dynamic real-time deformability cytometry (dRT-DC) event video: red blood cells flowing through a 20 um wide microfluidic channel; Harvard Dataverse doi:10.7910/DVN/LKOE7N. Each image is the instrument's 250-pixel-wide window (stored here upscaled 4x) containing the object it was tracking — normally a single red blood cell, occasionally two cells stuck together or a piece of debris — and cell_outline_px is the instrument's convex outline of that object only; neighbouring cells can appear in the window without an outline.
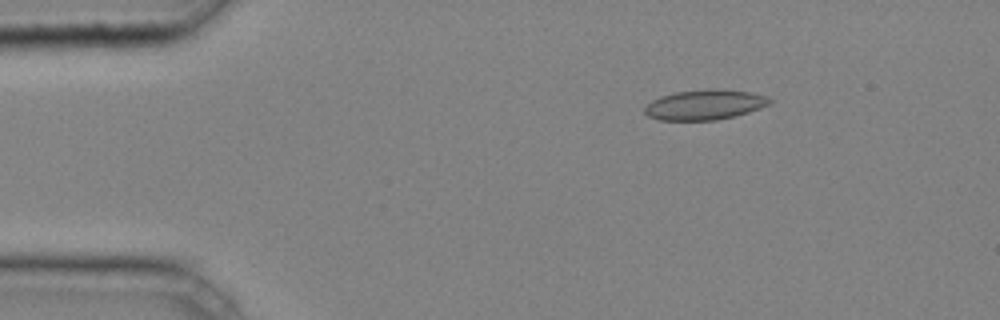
{"species": "common noctule bat (a hibernating species)", "species_latin": "Nyctalus noctula", "temperature_condition": "cold", "stored_images_in_passage": 35, "camera_frame_rate_fps": 3000, "um_per_image_px": 0.085, "animal": {"sex": "male", "body_mass_g": 20.4}, "frame": {"image": 1, "passage_image": 1, "time_ms": 0.0, "image_size_px": [1000, 320], "cell_outline_px": [[772, 100], [768, 104], [760, 108], [736, 116], [716, 120], [660, 120], [648, 116], [644, 112], [644, 108], [652, 100], [660, 96], [676, 92], [708, 88], [712, 88], [752, 92], [768, 96]], "centroid_in_image_um": [59.91, 8.89], "position_along_channel_um": 25.1, "area_um2": 22.02}}
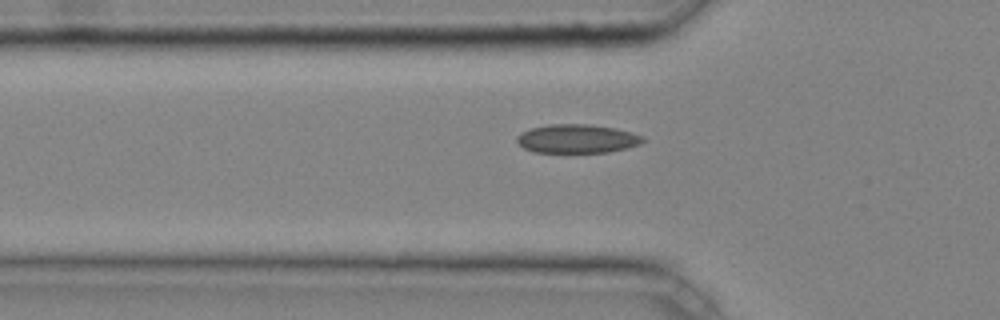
{"frame": {"image": 2, "passage_image": 9, "time_ms": 2.667, "image_size_px": [1000, 320], "cell_outline_px": [[644, 140], [640, 144], [628, 148], [608, 152], [532, 152], [524, 148], [516, 140], [516, 136], [520, 132], [532, 128], [548, 124], [588, 124], [616, 128], [632, 132], [644, 136]], "centroid_in_image_um": [49.06, 11.79], "position_along_channel_um": 76.7, "area_um2": 21.21}}
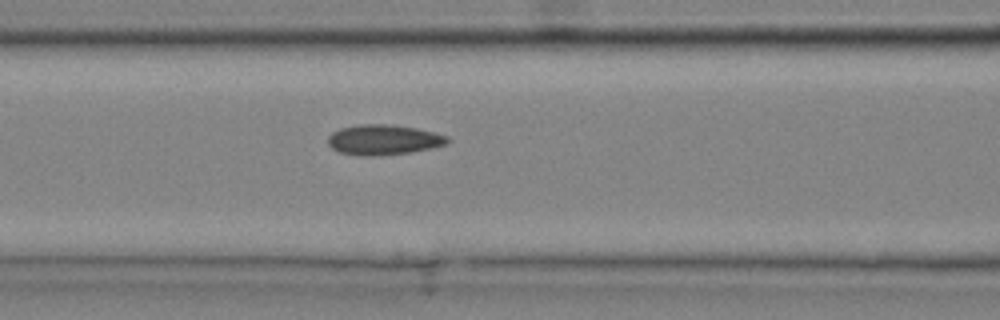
{"frame": {"image": 3, "passage_image": 13, "time_ms": 4.0, "image_size_px": [1000, 320], "cell_outline_px": [[452, 140], [448, 144], [432, 148], [412, 152], [380, 156], [360, 156], [340, 152], [332, 148], [328, 144], [328, 136], [332, 132], [340, 128], [360, 124], [392, 124], [416, 128], [448, 136]], "centroid_in_image_um": [32.62, 11.88], "position_along_channel_um": 134.0, "area_um2": 21.33}, "authors_computed_cell_mechanics": {"area_um2": 20.1722, "velocity_mm_per_s": 4.2631, "shape_relaxation_time_tau1_ms": 5.9773, "shape_relaxation_time_tau2_ms": 4.1104, "deformation_change_tau1": 0.1065, "deformation_change_tau2": 0.0934}}